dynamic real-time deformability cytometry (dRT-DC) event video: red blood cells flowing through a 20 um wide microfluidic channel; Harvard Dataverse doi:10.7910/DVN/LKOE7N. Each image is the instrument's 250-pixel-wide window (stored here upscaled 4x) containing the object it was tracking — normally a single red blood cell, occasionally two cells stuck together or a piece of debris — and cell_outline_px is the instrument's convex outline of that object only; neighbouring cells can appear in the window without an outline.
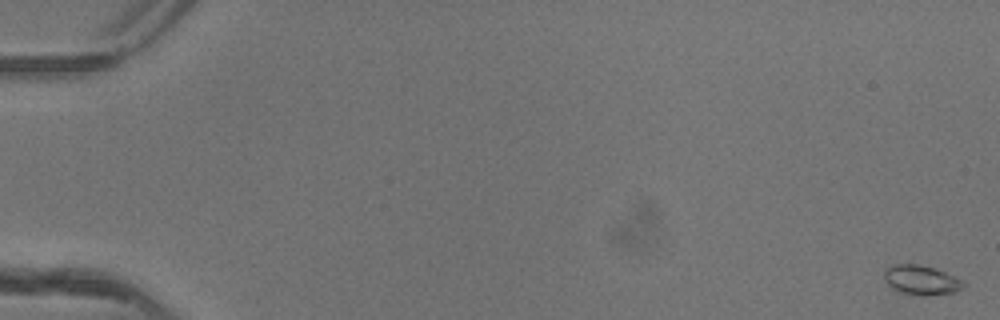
{"species": "common noctule bat (a hibernating species)", "species_latin": "Nyctalus noctula", "temperature_condition": "warm", "stored_images_in_passage": 17, "camera_frame_rate_fps": 3000, "um_per_image_px": 0.085, "animal": {"sex": "female"}, "frame": {"image": 1, "passage_image": 1, "time_ms": 0.0, "image_size_px": [1000, 320], "cell_outline_px": [[964, 284], [956, 292], [924, 296], [912, 296], [900, 292], [892, 288], [884, 280], [884, 268], [892, 264], [920, 264], [936, 268], [964, 280]], "centroid_in_image_um": [78.27, 23.8], "position_along_channel_um": 6.7, "area_um2": 13.99}}